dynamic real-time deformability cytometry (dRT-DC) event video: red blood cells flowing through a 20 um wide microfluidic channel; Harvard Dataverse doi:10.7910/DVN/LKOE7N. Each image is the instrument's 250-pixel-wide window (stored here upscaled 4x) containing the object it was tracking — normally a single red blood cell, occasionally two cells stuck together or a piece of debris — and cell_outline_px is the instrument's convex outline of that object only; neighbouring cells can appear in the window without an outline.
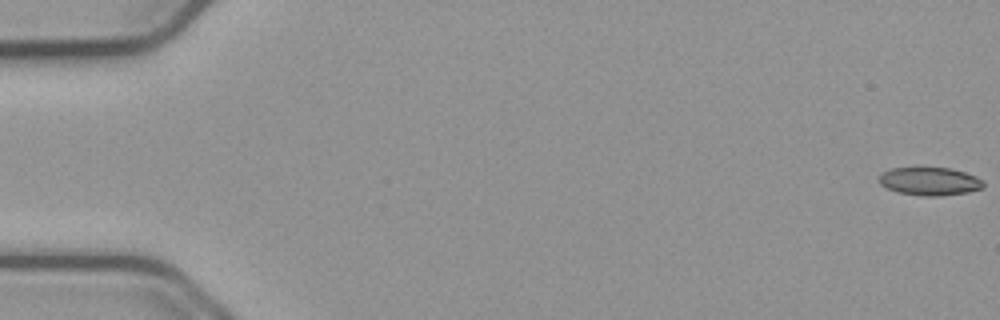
{"species": "common noctule bat (a hibernating species)", "species_latin": "Nyctalus noctula", "temperature_condition": "cold", "stored_images_in_passage": 46, "camera_frame_rate_fps": 3000, "um_per_image_px": 0.085, "animal": {"sex": "male", "body_mass_g": 23.1, "forearm_length_mm": 52.7}, "frame": {"image": 1, "passage_image": 1, "time_ms": 0.0, "image_size_px": [1000, 320], "cell_outline_px": [[984, 188], [968, 192], [940, 196], [920, 196], [896, 192], [880, 184], [880, 176], [884, 172], [892, 168], [916, 164], [952, 168], [976, 176], [984, 184]], "centroid_in_image_um": [79.0, 15.36], "position_along_channel_um": 6.0, "area_um2": 17.86}}
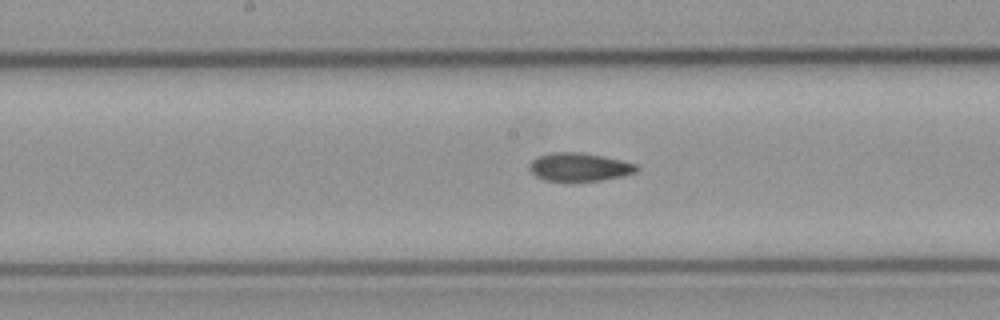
{"frame": {"image": 2, "passage_image": 29, "time_ms": 9.333, "image_size_px": [1000, 320], "cell_outline_px": [[640, 168], [636, 172], [620, 176], [600, 180], [544, 180], [536, 176], [528, 168], [528, 164], [536, 156], [552, 152], [580, 152], [620, 160], [636, 164]], "centroid_in_image_um": [49.2, 14.18], "position_along_channel_um": 199.0, "area_um2": 17.4}}
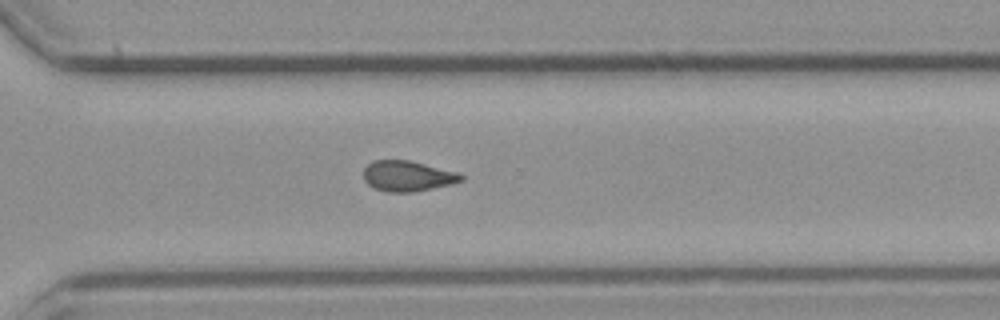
{"frame": {"image": 3, "passage_image": 40, "time_ms": 13.0, "image_size_px": [1000, 320], "cell_outline_px": [[464, 180], [452, 184], [412, 192], [388, 192], [376, 188], [368, 184], [364, 180], [364, 168], [372, 160], [408, 160], [460, 172], [464, 176]], "centroid_in_image_um": [34.67, 14.95], "position_along_channel_um": 335.9, "area_um2": 17.4}}